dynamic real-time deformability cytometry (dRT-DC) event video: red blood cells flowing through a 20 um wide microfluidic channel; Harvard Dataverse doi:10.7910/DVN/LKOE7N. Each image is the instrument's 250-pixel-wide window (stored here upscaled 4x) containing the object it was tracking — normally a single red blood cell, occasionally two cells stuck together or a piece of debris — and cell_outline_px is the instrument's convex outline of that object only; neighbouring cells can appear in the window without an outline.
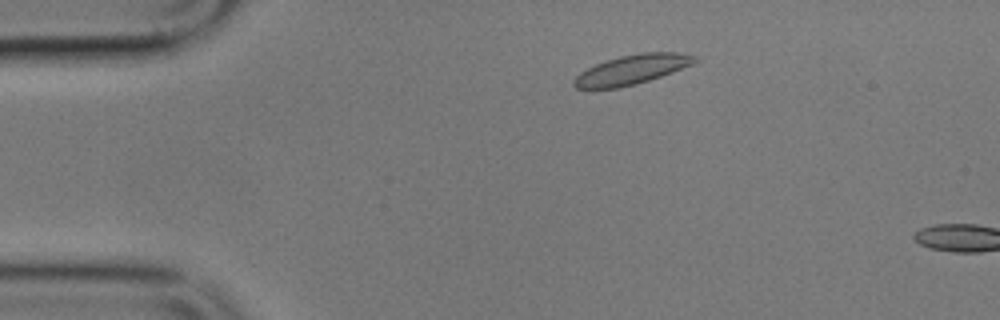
{"species": "common noctule bat (a hibernating species)", "species_latin": "Nyctalus noctula", "temperature_condition": "cold", "stored_images_in_passage": 2, "camera_frame_rate_fps": 3000, "um_per_image_px": 0.085, "animal": {"sex": "male", "body_mass_g": 17.9}, "frame": {"image": 1, "passage_image": 1, "time_ms": 0.0, "image_size_px": [1000, 320], "cell_outline_px": [[700, 60], [692, 64], [672, 72], [636, 84], [620, 88], [576, 88], [572, 84], [572, 80], [580, 72], [596, 64], [620, 56], [640, 52], [676, 52], [696, 56]], "centroid_in_image_um": [53.71, 5.91], "position_along_channel_um": 31.3, "area_um2": 20.63}}